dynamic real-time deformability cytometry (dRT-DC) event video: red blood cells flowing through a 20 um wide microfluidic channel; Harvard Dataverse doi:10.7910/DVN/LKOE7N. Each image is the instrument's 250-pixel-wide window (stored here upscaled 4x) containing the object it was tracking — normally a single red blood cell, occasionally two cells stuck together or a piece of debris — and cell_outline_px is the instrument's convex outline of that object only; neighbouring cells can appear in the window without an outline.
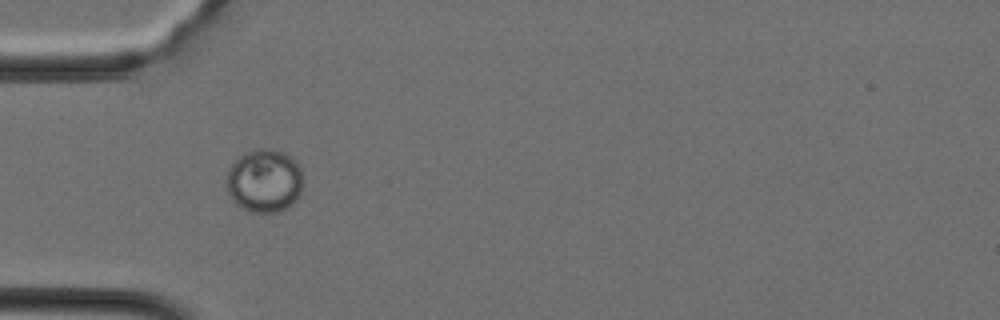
{"species": "Egyptian fruit bat (a non-hibernating species)", "species_latin": "Rousettus aegyptiacus", "temperature_condition": "cold", "stored_images_in_passage": 4, "camera_frame_rate_fps": 3000, "um_per_image_px": 0.085, "animal": {"sex": "female"}, "frame": {"image": 1, "passage_image": 1, "time_ms": 0.0, "image_size_px": [1000, 320], "cell_outline_px": [[300, 192], [296, 200], [292, 204], [280, 212], [252, 212], [236, 204], [232, 200], [224, 184], [224, 180], [228, 168], [240, 156], [256, 148], [272, 148], [284, 152], [292, 156], [300, 164]], "centroid_in_image_um": [22.44, 15.35], "position_along_channel_um": 62.6, "area_um2": 28.5}}